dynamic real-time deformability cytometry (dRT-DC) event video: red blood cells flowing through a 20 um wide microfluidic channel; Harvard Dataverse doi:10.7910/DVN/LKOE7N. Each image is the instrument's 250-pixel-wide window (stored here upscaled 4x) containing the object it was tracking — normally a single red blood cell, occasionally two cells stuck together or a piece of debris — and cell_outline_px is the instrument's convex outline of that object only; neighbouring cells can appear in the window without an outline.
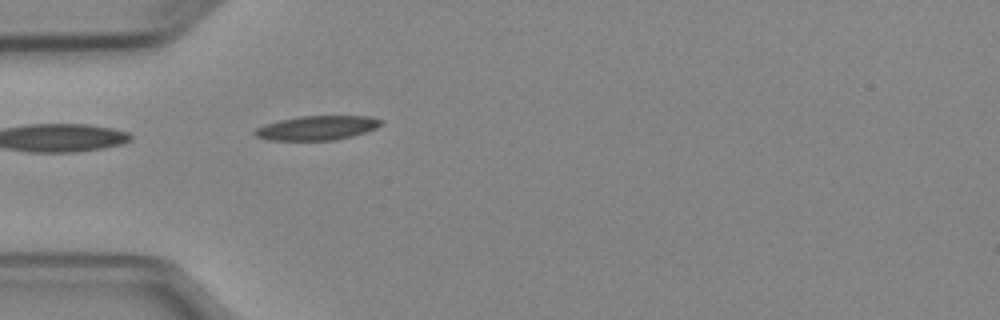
{"species": "Egyptian fruit bat (a non-hibernating species)", "species_latin": "Rousettus aegyptiacus", "temperature_condition": "cold", "stored_images_in_passage": 4, "segment_of_instrument_passage": [2, 2], "camera_frame_rate_fps": 3000, "um_per_image_px": 0.085, "animal": {"sex": "female"}, "frame": {"image": 1, "passage_image": 4, "time_ms": 4.333, "image_size_px": [1000, 320], "cell_outline_px": [[384, 124], [376, 128], [352, 136], [332, 140], [272, 140], [256, 136], [252, 132], [256, 128], [264, 124], [280, 120], [300, 116], [372, 116], [384, 120]], "centroid_in_image_um": [26.98, 10.86], "position_along_channel_um": 58.0, "area_um2": 17.86}}